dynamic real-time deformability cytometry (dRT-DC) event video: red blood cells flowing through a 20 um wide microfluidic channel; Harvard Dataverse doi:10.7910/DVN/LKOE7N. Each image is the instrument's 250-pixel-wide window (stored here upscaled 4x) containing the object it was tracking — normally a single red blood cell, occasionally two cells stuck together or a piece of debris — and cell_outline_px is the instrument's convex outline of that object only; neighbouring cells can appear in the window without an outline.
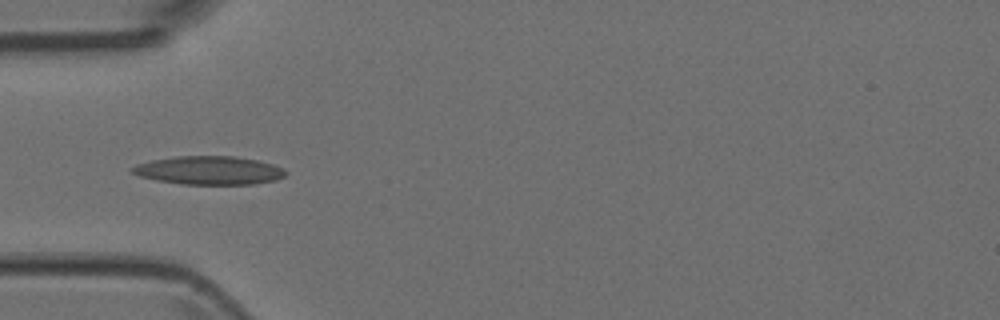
{"species": "Egyptian fruit bat (a non-hibernating species)", "species_latin": "Rousettus aegyptiacus", "temperature_condition": "room temperature", "stored_images_in_passage": 4, "camera_frame_rate_fps": 3000, "um_per_image_px": 0.085, "animal": {"sex": "female"}, "frame": {"image": 1, "passage_image": 3, "time_ms": 0.667, "image_size_px": [1000, 320], "cell_outline_px": [[288, 172], [284, 176], [276, 180], [252, 184], [180, 184], [156, 180], [140, 176], [132, 172], [128, 168], [136, 164], [152, 160], [176, 156], [232, 156], [256, 160], [272, 164], [284, 168]], "centroid_in_image_um": [17.75, 14.48], "position_along_channel_um": 67.2, "area_um2": 25.43}}
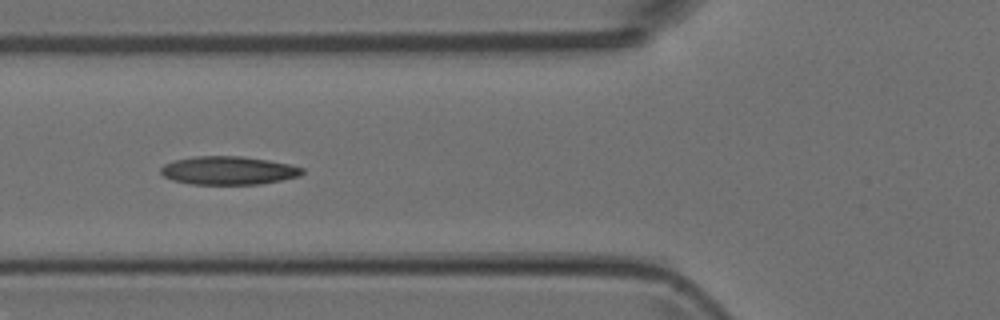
{"frame": {"image": 2, "passage_image": 4, "time_ms": 1.0, "image_size_px": [1000, 320], "cell_outline_px": [[304, 172], [300, 176], [260, 184], [192, 184], [172, 180], [164, 176], [160, 172], [160, 168], [164, 164], [172, 160], [192, 156], [240, 156], [268, 160], [288, 164], [304, 168]], "centroid_in_image_um": [19.38, 14.48], "position_along_channel_um": 106.4, "area_um2": 23.41}}